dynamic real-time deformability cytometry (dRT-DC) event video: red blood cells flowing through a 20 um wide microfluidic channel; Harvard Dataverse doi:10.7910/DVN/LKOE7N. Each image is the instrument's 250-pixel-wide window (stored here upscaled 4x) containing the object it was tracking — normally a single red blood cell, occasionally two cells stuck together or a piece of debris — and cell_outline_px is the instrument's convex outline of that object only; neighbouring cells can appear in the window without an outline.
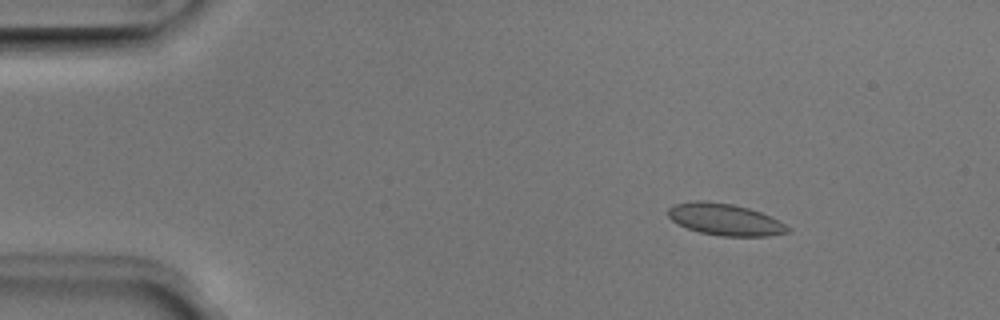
{"species": "Egyptian fruit bat (a non-hibernating species)", "species_latin": "Rousettus aegyptiacus", "temperature_condition": "room temperature", "stored_images_in_passage": 50, "camera_frame_rate_fps": 3000, "um_per_image_px": 0.085, "animal": {"sex": "male"}, "frame": {"image": 1, "passage_image": 6, "time_ms": 1.667, "image_size_px": [1000, 320], "cell_outline_px": [[792, 228], [788, 232], [768, 236], [720, 236], [700, 232], [688, 228], [672, 220], [668, 216], [668, 208], [676, 204], [696, 200], [704, 200], [732, 204], [748, 208], [760, 212]], "centroid_in_image_um": [61.61, 18.65], "position_along_channel_um": 23.4, "area_um2": 21.85}}
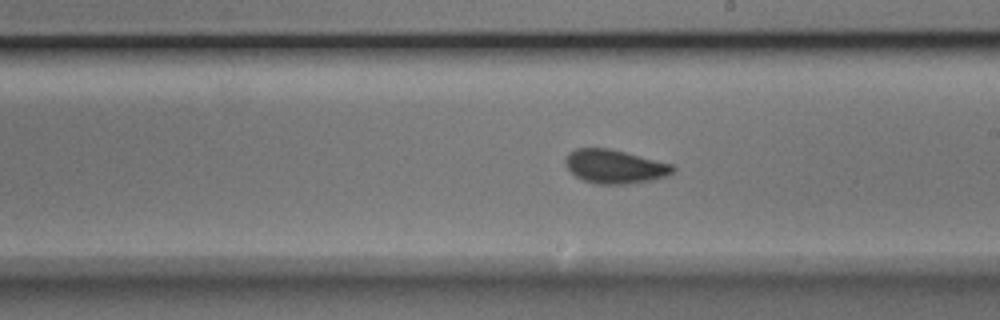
{"frame": {"image": 2, "passage_image": 28, "time_ms": 9.0, "image_size_px": [1000, 320], "cell_outline_px": [[676, 168], [668, 176], [648, 180], [624, 184], [596, 184], [584, 180], [576, 176], [564, 164], [564, 160], [568, 152], [576, 148], [612, 148], [672, 164]], "centroid_in_image_um": [52.23, 14.13], "position_along_channel_um": 236.8, "area_um2": 21.15}}
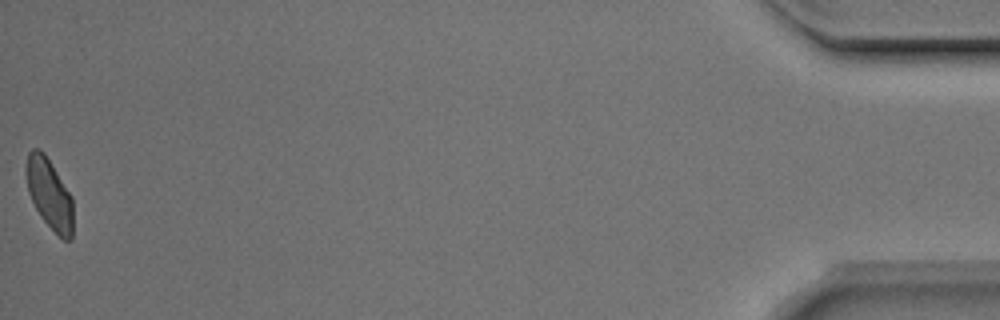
{"frame": {"image": 3, "passage_image": 50, "time_ms": 16.333, "image_size_px": [1000, 320], "cell_outline_px": [[72, 240], [64, 240], [40, 216], [28, 192], [24, 172], [28, 152], [32, 148], [36, 148], [44, 152], [72, 196]], "centroid_in_image_um": [4.17, 16.44], "position_along_channel_um": 431.0, "area_um2": 19.19}, "authors_computed_cell_mechanics": {"area_um2": 21.1259, "velocity_mm_per_s": 3.9618, "shape_relaxation_time_tau1_ms": 7.3768, "shape_relaxation_time_tau2_ms": 0.8224, "deformation_change_tau1": 0.1064, "deformation_change_tau2": 0.0462}}